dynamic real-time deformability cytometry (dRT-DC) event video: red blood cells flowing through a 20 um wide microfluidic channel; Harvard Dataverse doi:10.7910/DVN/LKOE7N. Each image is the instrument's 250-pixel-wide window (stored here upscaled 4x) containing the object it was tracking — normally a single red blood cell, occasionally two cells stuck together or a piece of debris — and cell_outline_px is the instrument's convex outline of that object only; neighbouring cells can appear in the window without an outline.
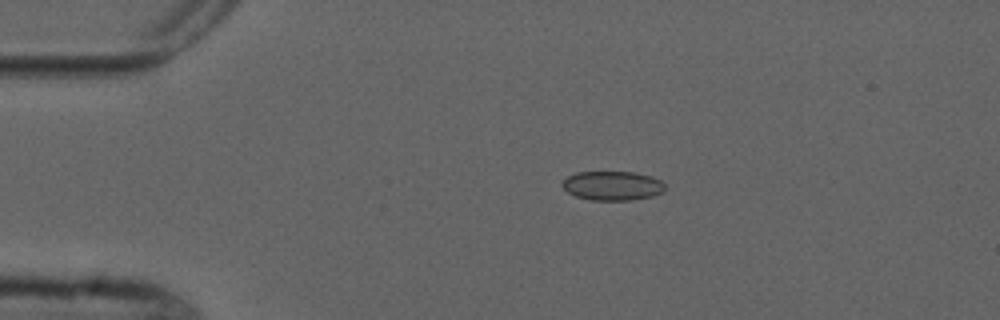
{"species": "common noctule bat (a hibernating species)", "species_latin": "Nyctalus noctula", "temperature_condition": "cold", "stored_images_in_passage": 4, "camera_frame_rate_fps": 3000, "um_per_image_px": 0.085, "animal": {"sex": "male", "forearm_length_mm": 52.5}, "frame": {"image": 1, "passage_image": 2, "time_ms": 1.333, "image_size_px": [1000, 320], "cell_outline_px": [[664, 192], [652, 196], [632, 200], [592, 200], [576, 196], [568, 192], [560, 184], [568, 176], [576, 172], [636, 172], [652, 176], [660, 180], [664, 184]], "centroid_in_image_um": [52.07, 15.78], "position_along_channel_um": 32.9, "area_um2": 17.51}}
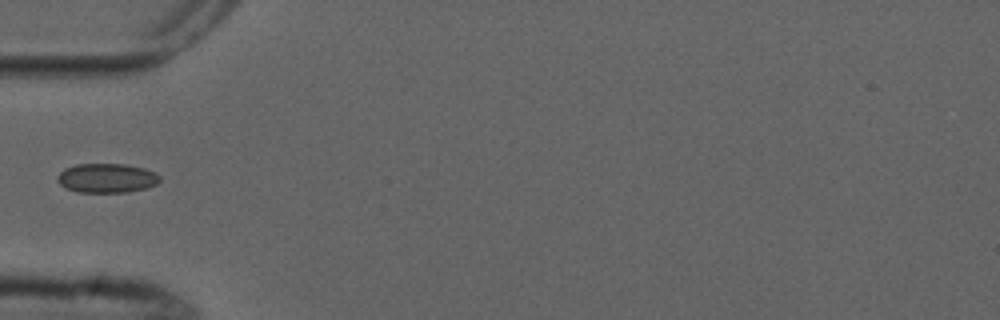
{"frame": {"image": 2, "passage_image": 4, "time_ms": 3.667, "image_size_px": [1000, 320], "cell_outline_px": [[160, 180], [156, 184], [144, 188], [128, 192], [76, 192], [64, 188], [56, 180], [56, 176], [64, 168], [76, 164], [128, 164], [144, 168], [156, 172], [160, 176]], "centroid_in_image_um": [9.04, 15.13], "position_along_channel_um": 76.0, "area_um2": 17.69}}